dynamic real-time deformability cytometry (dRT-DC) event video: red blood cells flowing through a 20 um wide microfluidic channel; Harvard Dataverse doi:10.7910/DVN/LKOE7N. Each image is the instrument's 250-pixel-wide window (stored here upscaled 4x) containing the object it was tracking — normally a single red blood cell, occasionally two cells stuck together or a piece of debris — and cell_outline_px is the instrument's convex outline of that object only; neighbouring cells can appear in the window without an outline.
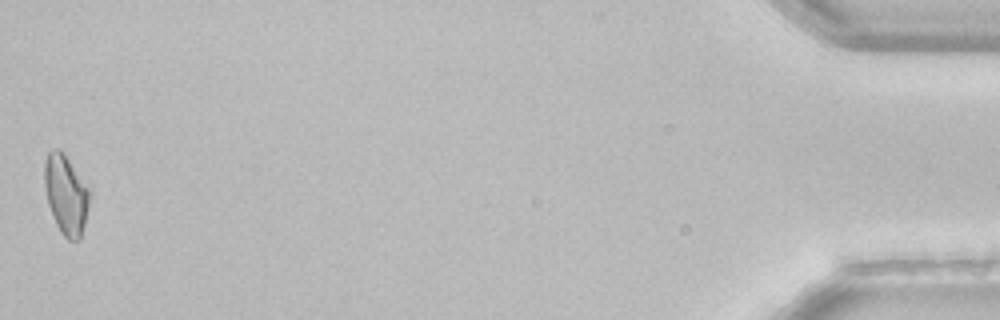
{"species": "common noctule bat (a hibernating species)", "species_latin": "Nyctalus noctula", "temperature_condition": "room temperature", "stored_images_in_passage": 42, "camera_frame_rate_fps": 3000, "um_per_image_px": 0.085, "animal": {"sex": "female", "body_mass_g": 22.7, "forearm_length_mm": 54.2}, "frame": {"image": 1, "passage_image": 42, "time_ms": 13.667, "image_size_px": [1000, 320], "cell_outline_px": [[92, 196], [80, 240], [68, 240], [60, 232], [56, 224], [48, 204], [44, 184], [44, 160], [48, 152], [52, 148], [60, 148], [64, 152], [92, 192]], "centroid_in_image_um": [5.62, 16.51], "position_along_channel_um": 429.6, "area_um2": 21.39}}